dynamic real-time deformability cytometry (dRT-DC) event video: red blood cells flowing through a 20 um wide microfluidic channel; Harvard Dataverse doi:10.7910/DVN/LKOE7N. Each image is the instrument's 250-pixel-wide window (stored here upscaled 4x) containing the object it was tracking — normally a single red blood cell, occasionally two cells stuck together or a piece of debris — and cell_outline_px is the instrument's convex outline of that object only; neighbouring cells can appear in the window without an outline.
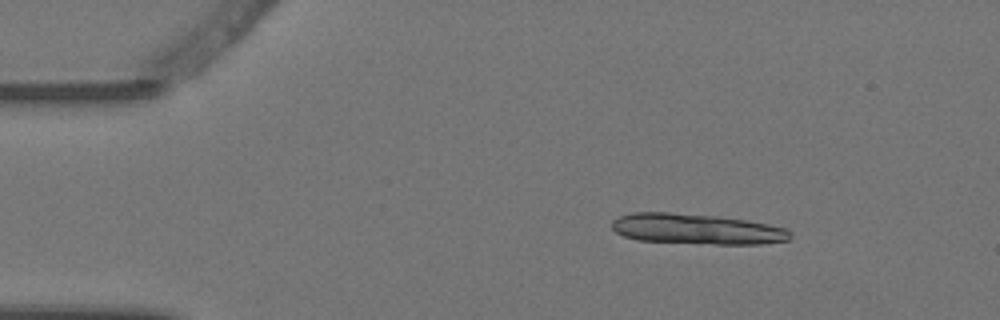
{"species": "Egyptian fruit bat (a non-hibernating species)", "species_latin": "Rousettus aegyptiacus", "temperature_condition": "warm", "stored_images_in_passage": 4, "camera_frame_rate_fps": 3000, "um_per_image_px": 0.085, "animal": {"sex": "female"}, "frame": {"image": 1, "passage_image": 1, "time_ms": 0.0, "image_size_px": [1000, 320], "cell_outline_px": [[792, 236], [788, 240], [760, 244], [716, 244], [636, 240], [624, 236], [616, 232], [612, 228], [612, 220], [620, 216], [632, 212], [668, 212], [716, 216], [744, 220], [768, 224], [788, 228], [792, 232]], "centroid_in_image_um": [59.22, 19.47], "position_along_channel_um": 25.8, "area_um2": 31.67}}
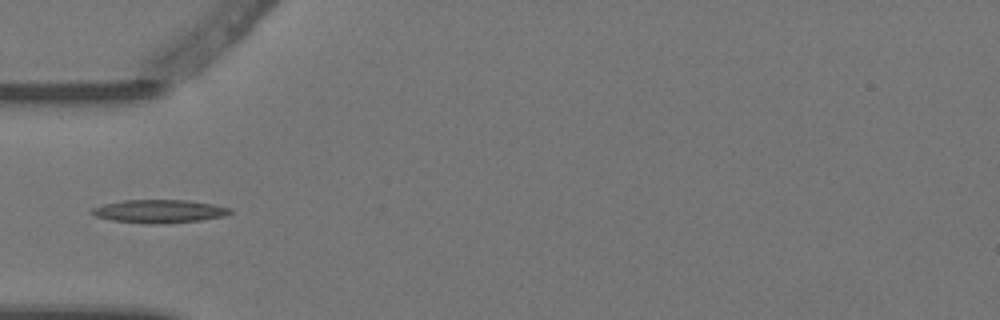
{"frame": {"image": 2, "passage_image": 4, "time_ms": 1.0, "image_size_px": [1000, 320], "cell_outline_px": [[232, 212], [224, 216], [200, 220], [164, 224], [148, 224], [112, 220], [96, 216], [88, 212], [92, 208], [104, 204], [124, 200], [188, 200], [212, 204], [232, 208]], "centroid_in_image_um": [13.53, 17.96], "position_along_channel_um": 71.5, "area_um2": 18.73}}